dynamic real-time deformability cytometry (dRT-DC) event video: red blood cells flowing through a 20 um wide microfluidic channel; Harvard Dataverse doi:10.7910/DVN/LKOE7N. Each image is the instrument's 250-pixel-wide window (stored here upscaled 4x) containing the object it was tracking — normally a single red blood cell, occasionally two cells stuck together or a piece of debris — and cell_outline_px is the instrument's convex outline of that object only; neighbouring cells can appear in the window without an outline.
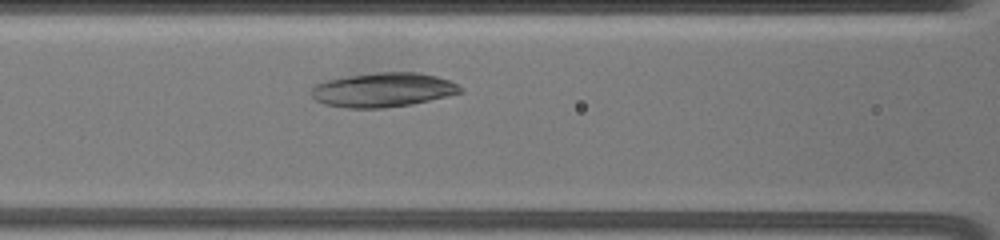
{"species": "common noctule bat (a hibernating species)", "species_latin": "Nyctalus noctula", "temperature_condition": "warm", "stored_images_in_passage": 16, "camera_frame_rate_fps": 3000, "um_per_image_px": 0.085, "animal": {"sex": "female", "body_mass_g": 19.5, "forearm_length_mm": 54.1}, "frame": {"image": 1, "passage_image": 9, "time_ms": 3.667, "image_size_px": [1000, 240], "cell_outline_px": [[464, 92], [412, 104], [384, 108], [344, 108], [324, 104], [316, 100], [308, 92], [316, 84], [324, 80], [348, 76], [380, 72], [416, 72], [436, 76], [448, 80], [464, 88]], "centroid_in_image_um": [32.53, 7.64], "position_along_channel_um": 134.1, "area_um2": 29.88}}
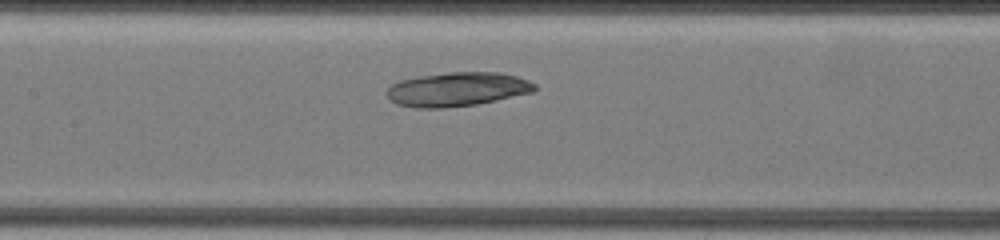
{"frame": {"image": 2, "passage_image": 12, "time_ms": 4.667, "image_size_px": [1000, 240], "cell_outline_px": [[536, 88], [532, 92], [496, 100], [476, 104], [444, 108], [412, 108], [396, 104], [384, 92], [392, 84], [400, 80], [420, 76], [448, 72], [500, 72], [516, 76], [528, 80], [536, 84]], "centroid_in_image_um": [38.84, 7.59], "position_along_channel_um": 168.6, "area_um2": 29.36}}
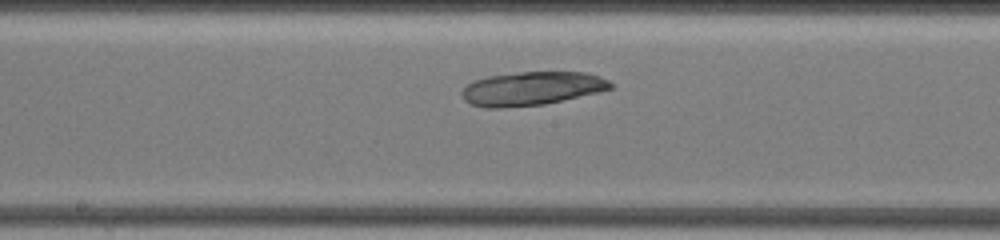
{"frame": {"image": 3, "passage_image": 15, "time_ms": 5.667, "image_size_px": [1000, 240], "cell_outline_px": [[612, 88], [600, 92], [544, 104], [500, 108], [484, 108], [472, 104], [464, 100], [460, 92], [468, 84], [476, 80], [488, 76], [520, 72], [588, 72], [600, 76], [608, 80], [612, 84]], "centroid_in_image_um": [45.21, 7.52], "position_along_channel_um": 203.0, "area_um2": 29.13}}